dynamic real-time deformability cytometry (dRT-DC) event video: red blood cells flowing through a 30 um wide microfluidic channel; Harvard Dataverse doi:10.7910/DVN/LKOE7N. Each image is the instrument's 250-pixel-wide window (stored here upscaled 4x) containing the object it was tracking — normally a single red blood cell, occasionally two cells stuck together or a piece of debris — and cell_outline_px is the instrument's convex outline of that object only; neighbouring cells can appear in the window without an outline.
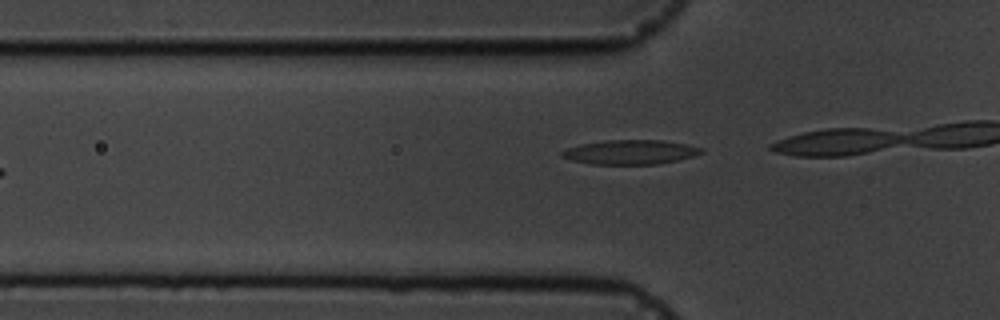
{"species": "common noctule bat (a hibernating species)", "species_latin": "Nyctalus noctula", "temperature_condition": "cold", "stored_images_in_passage": 6, "camera_frame_rate_fps": 3000, "um_per_image_px": 0.085, "animal": {"sex": "male", "body_mass_g": 19.5, "forearm_length_mm": 54.6}, "frame": {"image": 1, "passage_image": 5, "time_ms": 6.333, "image_size_px": [1000, 320], "cell_outline_px": [[704, 152], [680, 160], [660, 164], [592, 164], [572, 160], [560, 156], [560, 152], [568, 148], [580, 144], [608, 140], [660, 140], [688, 144], [704, 148]], "centroid_in_image_um": [53.62, 12.93], "position_along_channel_um": 72.2, "area_um2": 19.88}}